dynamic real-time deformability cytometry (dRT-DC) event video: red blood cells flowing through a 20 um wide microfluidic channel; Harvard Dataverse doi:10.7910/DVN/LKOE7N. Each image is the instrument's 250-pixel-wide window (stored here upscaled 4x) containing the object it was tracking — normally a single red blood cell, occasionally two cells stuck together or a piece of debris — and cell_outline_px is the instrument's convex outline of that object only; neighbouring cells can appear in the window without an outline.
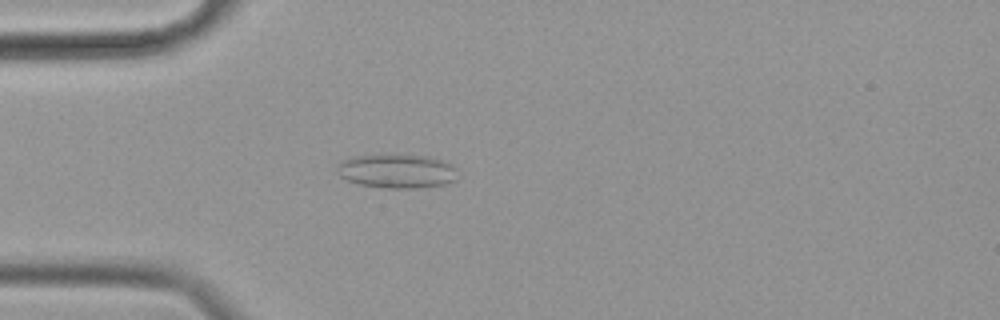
{"species": "common noctule bat (a hibernating species)", "species_latin": "Nyctalus noctula", "temperature_condition": "cold", "stored_images_in_passage": 49, "camera_frame_rate_fps": 3000, "um_per_image_px": 0.085, "animal": {"sex": "female", "body_mass_g": 19.9}, "frame": {"image": 1, "passage_image": 7, "time_ms": 2.0, "image_size_px": [1000, 320], "cell_outline_px": [[456, 180], [444, 184], [416, 188], [384, 188], [360, 184], [348, 180], [340, 176], [336, 172], [336, 164], [344, 160], [356, 156], [428, 156], [444, 160], [452, 164], [456, 168]], "centroid_in_image_um": [33.75, 14.56], "position_along_channel_um": 51.3, "area_um2": 23.58}}
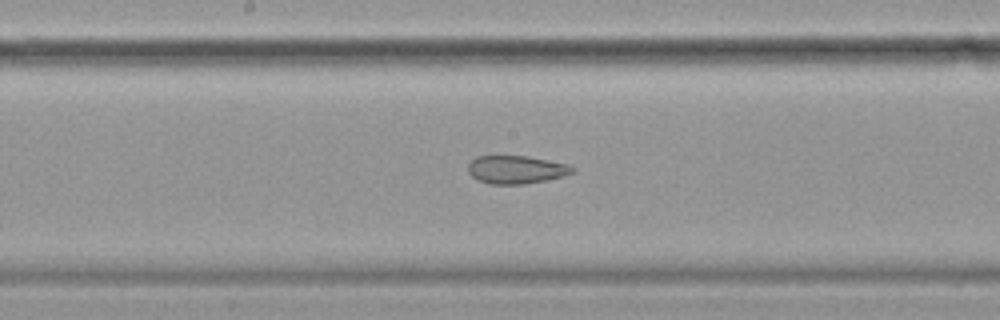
{"frame": {"image": 2, "passage_image": 21, "time_ms": 6.667, "image_size_px": [1000, 320], "cell_outline_px": [[576, 172], [548, 180], [524, 184], [488, 184], [476, 180], [468, 172], [468, 164], [476, 156], [524, 156], [568, 164], [576, 168]], "centroid_in_image_um": [43.87, 14.43], "position_along_channel_um": 204.3, "area_um2": 17.17}}
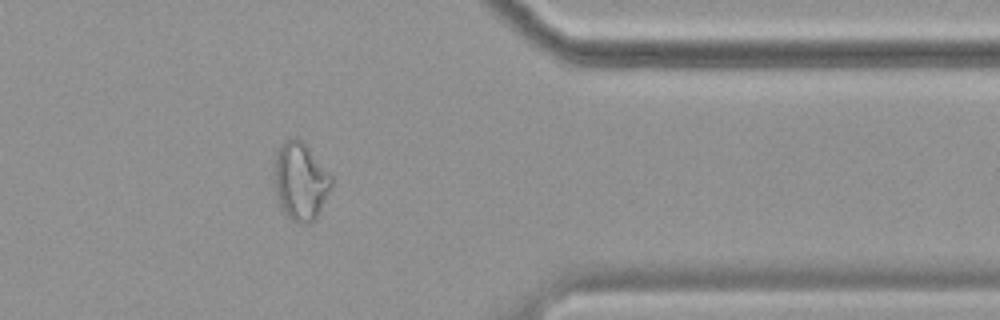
{"frame": {"image": 3, "passage_image": 38, "time_ms": 12.333, "image_size_px": [1000, 320], "cell_outline_px": [[332, 184], [316, 220], [308, 224], [304, 224], [292, 220], [280, 208], [276, 192], [276, 148], [280, 144], [292, 136], [296, 136], [308, 148], [332, 176]], "centroid_in_image_um": [25.55, 15.42], "position_along_channel_um": 385.9, "area_um2": 25.55}, "authors_computed_cell_mechanics": {"area_um2": 21.2126, "velocity_mm_per_s": 3.4709, "shape_relaxation_time_tau1_ms": null, "shape_relaxation_time_tau2_ms": 2.6387, "deformation_change_tau1": null, "deformation_change_tau2": 0.0942}}